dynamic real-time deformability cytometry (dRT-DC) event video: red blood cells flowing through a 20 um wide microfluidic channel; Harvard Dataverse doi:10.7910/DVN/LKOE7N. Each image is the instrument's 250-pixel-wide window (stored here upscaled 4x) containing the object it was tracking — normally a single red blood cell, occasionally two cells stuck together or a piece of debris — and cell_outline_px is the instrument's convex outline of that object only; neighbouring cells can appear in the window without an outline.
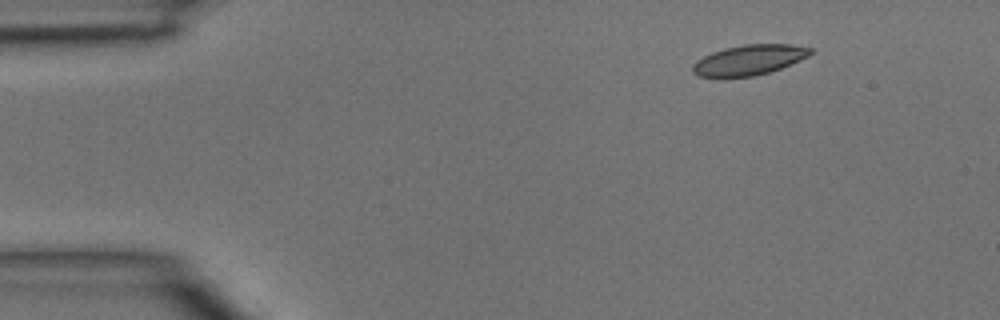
{"species": "common noctule bat (a hibernating species)", "species_latin": "Nyctalus noctula", "temperature_condition": "room temperature", "stored_images_in_passage": 4, "segment_of_instrument_passage": [1, 2], "camera_frame_rate_fps": 3000, "um_per_image_px": 0.085, "animal": {"sex": "male", "body_mass_g": 15.6}, "frame": {"image": 1, "passage_image": 1, "time_ms": 0.0, "image_size_px": [1000, 320], "cell_outline_px": [[812, 52], [808, 56], [780, 68], [768, 72], [752, 76], [724, 80], [720, 80], [700, 76], [692, 72], [692, 64], [696, 60], [712, 52], [724, 48], [744, 44], [792, 44], [812, 48]], "centroid_in_image_um": [63.58, 5.13], "position_along_channel_um": 21.4, "area_um2": 21.21}}
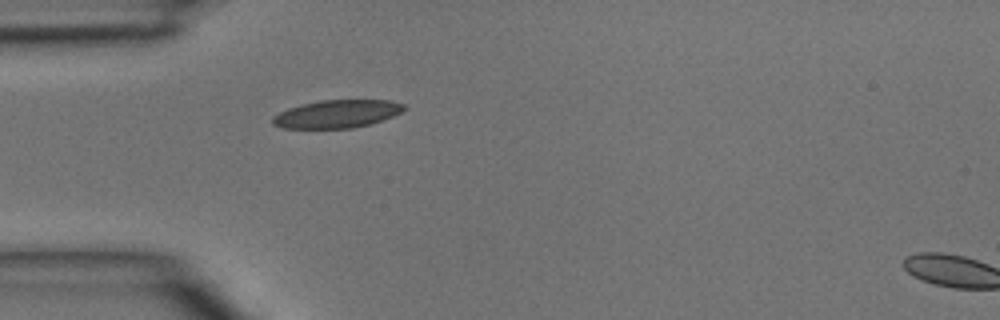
{"frame": {"image": 2, "passage_image": 3, "time_ms": 0.667, "image_size_px": [1000, 320], "cell_outline_px": [[408, 108], [392, 116], [368, 124], [352, 128], [284, 128], [272, 124], [272, 116], [288, 108], [300, 104], [320, 100], [388, 100], [404, 104]], "centroid_in_image_um": [28.62, 9.67], "position_along_channel_um": 56.4, "area_um2": 21.27}}